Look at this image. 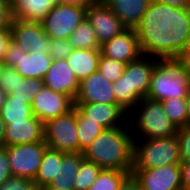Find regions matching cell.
Masks as SVG:
<instances>
[{"label":"cell","mask_w":190,"mask_h":190,"mask_svg":"<svg viewBox=\"0 0 190 190\" xmlns=\"http://www.w3.org/2000/svg\"><path fill=\"white\" fill-rule=\"evenodd\" d=\"M9 6H11V4L16 1V0H4Z\"/></svg>","instance_id":"obj_50"},{"label":"cell","mask_w":190,"mask_h":190,"mask_svg":"<svg viewBox=\"0 0 190 190\" xmlns=\"http://www.w3.org/2000/svg\"><path fill=\"white\" fill-rule=\"evenodd\" d=\"M10 22V6L4 0H0V29H10Z\"/></svg>","instance_id":"obj_38"},{"label":"cell","mask_w":190,"mask_h":190,"mask_svg":"<svg viewBox=\"0 0 190 190\" xmlns=\"http://www.w3.org/2000/svg\"><path fill=\"white\" fill-rule=\"evenodd\" d=\"M86 18L95 31L99 45L127 29L103 0H96L87 7Z\"/></svg>","instance_id":"obj_14"},{"label":"cell","mask_w":190,"mask_h":190,"mask_svg":"<svg viewBox=\"0 0 190 190\" xmlns=\"http://www.w3.org/2000/svg\"><path fill=\"white\" fill-rule=\"evenodd\" d=\"M39 190H65V189H59V188H56V187H51V186H43L41 187Z\"/></svg>","instance_id":"obj_48"},{"label":"cell","mask_w":190,"mask_h":190,"mask_svg":"<svg viewBox=\"0 0 190 190\" xmlns=\"http://www.w3.org/2000/svg\"><path fill=\"white\" fill-rule=\"evenodd\" d=\"M126 63L103 56L99 57L98 71L110 82L117 81L124 72Z\"/></svg>","instance_id":"obj_32"},{"label":"cell","mask_w":190,"mask_h":190,"mask_svg":"<svg viewBox=\"0 0 190 190\" xmlns=\"http://www.w3.org/2000/svg\"><path fill=\"white\" fill-rule=\"evenodd\" d=\"M44 141V123L32 115L26 121L6 124L4 146Z\"/></svg>","instance_id":"obj_19"},{"label":"cell","mask_w":190,"mask_h":190,"mask_svg":"<svg viewBox=\"0 0 190 190\" xmlns=\"http://www.w3.org/2000/svg\"><path fill=\"white\" fill-rule=\"evenodd\" d=\"M63 152L47 147L42 157L40 167L34 178V183L40 189L49 185L58 171V164H61Z\"/></svg>","instance_id":"obj_24"},{"label":"cell","mask_w":190,"mask_h":190,"mask_svg":"<svg viewBox=\"0 0 190 190\" xmlns=\"http://www.w3.org/2000/svg\"><path fill=\"white\" fill-rule=\"evenodd\" d=\"M6 65L3 63V62H0V77H1V74L3 72V69Z\"/></svg>","instance_id":"obj_49"},{"label":"cell","mask_w":190,"mask_h":190,"mask_svg":"<svg viewBox=\"0 0 190 190\" xmlns=\"http://www.w3.org/2000/svg\"><path fill=\"white\" fill-rule=\"evenodd\" d=\"M166 116L179 129L188 126L186 99L170 98L161 101Z\"/></svg>","instance_id":"obj_28"},{"label":"cell","mask_w":190,"mask_h":190,"mask_svg":"<svg viewBox=\"0 0 190 190\" xmlns=\"http://www.w3.org/2000/svg\"><path fill=\"white\" fill-rule=\"evenodd\" d=\"M44 141L47 146L64 153H79L77 135V108L44 123Z\"/></svg>","instance_id":"obj_7"},{"label":"cell","mask_w":190,"mask_h":190,"mask_svg":"<svg viewBox=\"0 0 190 190\" xmlns=\"http://www.w3.org/2000/svg\"><path fill=\"white\" fill-rule=\"evenodd\" d=\"M128 120L134 140L171 137L178 130L166 116L162 103L149 98H143L129 112Z\"/></svg>","instance_id":"obj_5"},{"label":"cell","mask_w":190,"mask_h":190,"mask_svg":"<svg viewBox=\"0 0 190 190\" xmlns=\"http://www.w3.org/2000/svg\"><path fill=\"white\" fill-rule=\"evenodd\" d=\"M119 190H142V188L135 177L130 174L121 184Z\"/></svg>","instance_id":"obj_41"},{"label":"cell","mask_w":190,"mask_h":190,"mask_svg":"<svg viewBox=\"0 0 190 190\" xmlns=\"http://www.w3.org/2000/svg\"><path fill=\"white\" fill-rule=\"evenodd\" d=\"M127 28H135L152 0H103Z\"/></svg>","instance_id":"obj_20"},{"label":"cell","mask_w":190,"mask_h":190,"mask_svg":"<svg viewBox=\"0 0 190 190\" xmlns=\"http://www.w3.org/2000/svg\"><path fill=\"white\" fill-rule=\"evenodd\" d=\"M190 89V73L177 58H157L146 98L163 101L185 99Z\"/></svg>","instance_id":"obj_4"},{"label":"cell","mask_w":190,"mask_h":190,"mask_svg":"<svg viewBox=\"0 0 190 190\" xmlns=\"http://www.w3.org/2000/svg\"><path fill=\"white\" fill-rule=\"evenodd\" d=\"M51 62L49 53H27L11 39L7 44L3 60L6 66L14 67L23 78L37 79H44Z\"/></svg>","instance_id":"obj_9"},{"label":"cell","mask_w":190,"mask_h":190,"mask_svg":"<svg viewBox=\"0 0 190 190\" xmlns=\"http://www.w3.org/2000/svg\"><path fill=\"white\" fill-rule=\"evenodd\" d=\"M100 49H74L66 58L69 68L81 82L98 70Z\"/></svg>","instance_id":"obj_22"},{"label":"cell","mask_w":190,"mask_h":190,"mask_svg":"<svg viewBox=\"0 0 190 190\" xmlns=\"http://www.w3.org/2000/svg\"><path fill=\"white\" fill-rule=\"evenodd\" d=\"M180 168L183 190H190V160H181Z\"/></svg>","instance_id":"obj_39"},{"label":"cell","mask_w":190,"mask_h":190,"mask_svg":"<svg viewBox=\"0 0 190 190\" xmlns=\"http://www.w3.org/2000/svg\"><path fill=\"white\" fill-rule=\"evenodd\" d=\"M103 130V127L93 121H77L79 153H82Z\"/></svg>","instance_id":"obj_31"},{"label":"cell","mask_w":190,"mask_h":190,"mask_svg":"<svg viewBox=\"0 0 190 190\" xmlns=\"http://www.w3.org/2000/svg\"><path fill=\"white\" fill-rule=\"evenodd\" d=\"M74 100L67 95L54 92L44 86L35 96L32 104V114L43 123L64 115L74 108Z\"/></svg>","instance_id":"obj_15"},{"label":"cell","mask_w":190,"mask_h":190,"mask_svg":"<svg viewBox=\"0 0 190 190\" xmlns=\"http://www.w3.org/2000/svg\"><path fill=\"white\" fill-rule=\"evenodd\" d=\"M0 190H39L33 180L12 176L0 184Z\"/></svg>","instance_id":"obj_35"},{"label":"cell","mask_w":190,"mask_h":190,"mask_svg":"<svg viewBox=\"0 0 190 190\" xmlns=\"http://www.w3.org/2000/svg\"><path fill=\"white\" fill-rule=\"evenodd\" d=\"M101 168L94 162L83 159L74 179V190H87L96 180Z\"/></svg>","instance_id":"obj_30"},{"label":"cell","mask_w":190,"mask_h":190,"mask_svg":"<svg viewBox=\"0 0 190 190\" xmlns=\"http://www.w3.org/2000/svg\"><path fill=\"white\" fill-rule=\"evenodd\" d=\"M73 50L68 40L50 38L49 55L52 60L66 59Z\"/></svg>","instance_id":"obj_34"},{"label":"cell","mask_w":190,"mask_h":190,"mask_svg":"<svg viewBox=\"0 0 190 190\" xmlns=\"http://www.w3.org/2000/svg\"><path fill=\"white\" fill-rule=\"evenodd\" d=\"M157 57L141 55L127 63L123 75L113 82L116 104L130 112L143 98H146L153 68Z\"/></svg>","instance_id":"obj_3"},{"label":"cell","mask_w":190,"mask_h":190,"mask_svg":"<svg viewBox=\"0 0 190 190\" xmlns=\"http://www.w3.org/2000/svg\"><path fill=\"white\" fill-rule=\"evenodd\" d=\"M10 39V29H0V62L4 60L6 47Z\"/></svg>","instance_id":"obj_40"},{"label":"cell","mask_w":190,"mask_h":190,"mask_svg":"<svg viewBox=\"0 0 190 190\" xmlns=\"http://www.w3.org/2000/svg\"><path fill=\"white\" fill-rule=\"evenodd\" d=\"M82 153H64L58 171L48 186L65 190H74V179L83 160Z\"/></svg>","instance_id":"obj_23"},{"label":"cell","mask_w":190,"mask_h":190,"mask_svg":"<svg viewBox=\"0 0 190 190\" xmlns=\"http://www.w3.org/2000/svg\"><path fill=\"white\" fill-rule=\"evenodd\" d=\"M74 49H100L96 34L85 17L67 39Z\"/></svg>","instance_id":"obj_25"},{"label":"cell","mask_w":190,"mask_h":190,"mask_svg":"<svg viewBox=\"0 0 190 190\" xmlns=\"http://www.w3.org/2000/svg\"><path fill=\"white\" fill-rule=\"evenodd\" d=\"M12 173L9 166V159L7 156V150L5 147H0V184L12 177Z\"/></svg>","instance_id":"obj_37"},{"label":"cell","mask_w":190,"mask_h":190,"mask_svg":"<svg viewBox=\"0 0 190 190\" xmlns=\"http://www.w3.org/2000/svg\"><path fill=\"white\" fill-rule=\"evenodd\" d=\"M6 98H7V94L3 90L0 89V113H1L2 107L5 104Z\"/></svg>","instance_id":"obj_47"},{"label":"cell","mask_w":190,"mask_h":190,"mask_svg":"<svg viewBox=\"0 0 190 190\" xmlns=\"http://www.w3.org/2000/svg\"><path fill=\"white\" fill-rule=\"evenodd\" d=\"M181 160H190V126L177 130Z\"/></svg>","instance_id":"obj_36"},{"label":"cell","mask_w":190,"mask_h":190,"mask_svg":"<svg viewBox=\"0 0 190 190\" xmlns=\"http://www.w3.org/2000/svg\"><path fill=\"white\" fill-rule=\"evenodd\" d=\"M5 129H6V125L0 116V147H4Z\"/></svg>","instance_id":"obj_45"},{"label":"cell","mask_w":190,"mask_h":190,"mask_svg":"<svg viewBox=\"0 0 190 190\" xmlns=\"http://www.w3.org/2000/svg\"><path fill=\"white\" fill-rule=\"evenodd\" d=\"M86 7L56 3L40 22L47 36L67 40L80 22L86 17Z\"/></svg>","instance_id":"obj_8"},{"label":"cell","mask_w":190,"mask_h":190,"mask_svg":"<svg viewBox=\"0 0 190 190\" xmlns=\"http://www.w3.org/2000/svg\"><path fill=\"white\" fill-rule=\"evenodd\" d=\"M32 115L31 105L19 100H6L0 113L5 125L12 124V122L26 121Z\"/></svg>","instance_id":"obj_29"},{"label":"cell","mask_w":190,"mask_h":190,"mask_svg":"<svg viewBox=\"0 0 190 190\" xmlns=\"http://www.w3.org/2000/svg\"><path fill=\"white\" fill-rule=\"evenodd\" d=\"M183 64L184 68L190 73V46H185L183 51L177 57Z\"/></svg>","instance_id":"obj_42"},{"label":"cell","mask_w":190,"mask_h":190,"mask_svg":"<svg viewBox=\"0 0 190 190\" xmlns=\"http://www.w3.org/2000/svg\"><path fill=\"white\" fill-rule=\"evenodd\" d=\"M43 81L44 86L54 92L70 96L73 100L79 92L80 82L69 68L66 59L52 60Z\"/></svg>","instance_id":"obj_18"},{"label":"cell","mask_w":190,"mask_h":190,"mask_svg":"<svg viewBox=\"0 0 190 190\" xmlns=\"http://www.w3.org/2000/svg\"><path fill=\"white\" fill-rule=\"evenodd\" d=\"M55 5V0H16L10 6V16L11 19L41 22Z\"/></svg>","instance_id":"obj_21"},{"label":"cell","mask_w":190,"mask_h":190,"mask_svg":"<svg viewBox=\"0 0 190 190\" xmlns=\"http://www.w3.org/2000/svg\"><path fill=\"white\" fill-rule=\"evenodd\" d=\"M100 52L103 56L126 64L137 60L142 55L134 28H127L109 41L104 42L100 45Z\"/></svg>","instance_id":"obj_17"},{"label":"cell","mask_w":190,"mask_h":190,"mask_svg":"<svg viewBox=\"0 0 190 190\" xmlns=\"http://www.w3.org/2000/svg\"><path fill=\"white\" fill-rule=\"evenodd\" d=\"M44 87L43 79L37 78H23L19 81L14 91L7 94L6 100H19L25 101L27 104H32L35 96Z\"/></svg>","instance_id":"obj_26"},{"label":"cell","mask_w":190,"mask_h":190,"mask_svg":"<svg viewBox=\"0 0 190 190\" xmlns=\"http://www.w3.org/2000/svg\"><path fill=\"white\" fill-rule=\"evenodd\" d=\"M187 112H188V126L190 125V89L187 92L186 96Z\"/></svg>","instance_id":"obj_46"},{"label":"cell","mask_w":190,"mask_h":190,"mask_svg":"<svg viewBox=\"0 0 190 190\" xmlns=\"http://www.w3.org/2000/svg\"><path fill=\"white\" fill-rule=\"evenodd\" d=\"M7 150L9 166L13 176L34 180L45 149V141L31 144L4 146Z\"/></svg>","instance_id":"obj_10"},{"label":"cell","mask_w":190,"mask_h":190,"mask_svg":"<svg viewBox=\"0 0 190 190\" xmlns=\"http://www.w3.org/2000/svg\"><path fill=\"white\" fill-rule=\"evenodd\" d=\"M133 142L130 126L104 129L82 151L83 158L94 162L101 169H116L131 174Z\"/></svg>","instance_id":"obj_2"},{"label":"cell","mask_w":190,"mask_h":190,"mask_svg":"<svg viewBox=\"0 0 190 190\" xmlns=\"http://www.w3.org/2000/svg\"><path fill=\"white\" fill-rule=\"evenodd\" d=\"M152 1L167 4L172 7L190 8V0H152Z\"/></svg>","instance_id":"obj_43"},{"label":"cell","mask_w":190,"mask_h":190,"mask_svg":"<svg viewBox=\"0 0 190 190\" xmlns=\"http://www.w3.org/2000/svg\"><path fill=\"white\" fill-rule=\"evenodd\" d=\"M129 172L116 169H101L96 180L87 190H119Z\"/></svg>","instance_id":"obj_27"},{"label":"cell","mask_w":190,"mask_h":190,"mask_svg":"<svg viewBox=\"0 0 190 190\" xmlns=\"http://www.w3.org/2000/svg\"><path fill=\"white\" fill-rule=\"evenodd\" d=\"M22 80L23 77L14 67L5 66L0 77V89L6 94H9L14 91V88L18 85L19 81Z\"/></svg>","instance_id":"obj_33"},{"label":"cell","mask_w":190,"mask_h":190,"mask_svg":"<svg viewBox=\"0 0 190 190\" xmlns=\"http://www.w3.org/2000/svg\"><path fill=\"white\" fill-rule=\"evenodd\" d=\"M59 4H69V5H79L83 7H88L93 4L96 0H55Z\"/></svg>","instance_id":"obj_44"},{"label":"cell","mask_w":190,"mask_h":190,"mask_svg":"<svg viewBox=\"0 0 190 190\" xmlns=\"http://www.w3.org/2000/svg\"><path fill=\"white\" fill-rule=\"evenodd\" d=\"M134 29L142 55L177 58L190 41V8L151 1Z\"/></svg>","instance_id":"obj_1"},{"label":"cell","mask_w":190,"mask_h":190,"mask_svg":"<svg viewBox=\"0 0 190 190\" xmlns=\"http://www.w3.org/2000/svg\"><path fill=\"white\" fill-rule=\"evenodd\" d=\"M177 134L133 142V165L131 171L156 168L168 164H180Z\"/></svg>","instance_id":"obj_6"},{"label":"cell","mask_w":190,"mask_h":190,"mask_svg":"<svg viewBox=\"0 0 190 190\" xmlns=\"http://www.w3.org/2000/svg\"><path fill=\"white\" fill-rule=\"evenodd\" d=\"M142 190H183L180 164L131 171Z\"/></svg>","instance_id":"obj_12"},{"label":"cell","mask_w":190,"mask_h":190,"mask_svg":"<svg viewBox=\"0 0 190 190\" xmlns=\"http://www.w3.org/2000/svg\"><path fill=\"white\" fill-rule=\"evenodd\" d=\"M75 107L77 108V121H93L104 129L130 126L129 113L118 104L89 103L75 104Z\"/></svg>","instance_id":"obj_13"},{"label":"cell","mask_w":190,"mask_h":190,"mask_svg":"<svg viewBox=\"0 0 190 190\" xmlns=\"http://www.w3.org/2000/svg\"><path fill=\"white\" fill-rule=\"evenodd\" d=\"M11 40L25 52L49 53L50 37L45 34L40 22L11 19Z\"/></svg>","instance_id":"obj_11"},{"label":"cell","mask_w":190,"mask_h":190,"mask_svg":"<svg viewBox=\"0 0 190 190\" xmlns=\"http://www.w3.org/2000/svg\"><path fill=\"white\" fill-rule=\"evenodd\" d=\"M116 104L113 83L97 70L80 82L74 104Z\"/></svg>","instance_id":"obj_16"}]
</instances>
